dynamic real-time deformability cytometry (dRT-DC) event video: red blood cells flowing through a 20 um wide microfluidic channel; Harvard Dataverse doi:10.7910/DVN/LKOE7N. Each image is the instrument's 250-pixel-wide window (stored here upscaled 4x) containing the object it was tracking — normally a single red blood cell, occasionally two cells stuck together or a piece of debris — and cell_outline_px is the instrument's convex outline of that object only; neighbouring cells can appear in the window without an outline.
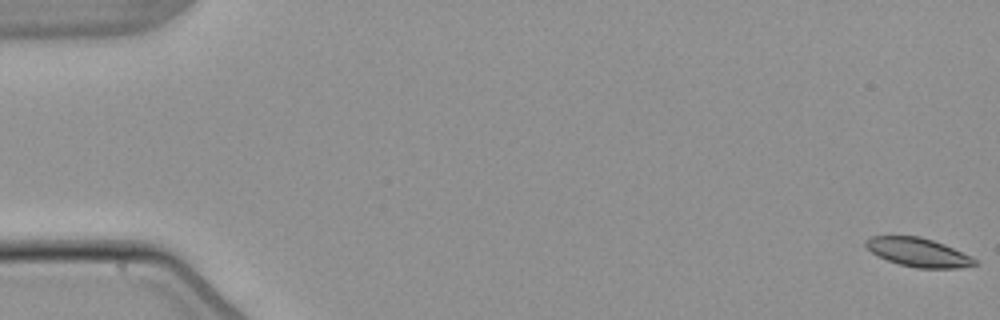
{"species": "common noctule bat (a hibernating species)", "species_latin": "Nyctalus noctula", "temperature_condition": "warm", "stored_images_in_passage": 55, "camera_frame_rate_fps": 3000, "um_per_image_px": 0.085, "animal": {"sex": "male", "body_mass_g": 21.5, "forearm_length_mm": 52.0}, "frame": {"image": 1, "passage_image": 1, "time_ms": 0.0, "image_size_px": [1000, 320], "cell_outline_px": [[980, 264], [960, 268], [916, 268], [900, 264], [876, 256], [864, 244], [864, 240], [872, 236], [920, 236], [944, 244], [972, 256]], "centroid_in_image_um": [78.07, 21.45], "position_along_channel_um": 6.9, "area_um2": 18.32}}
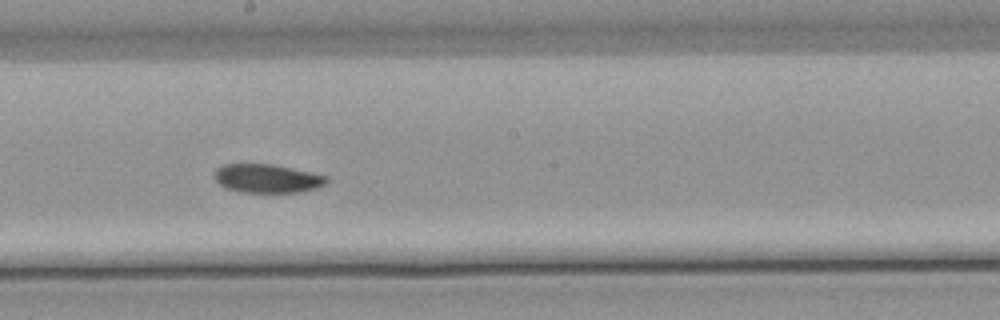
{"frame": {"image": 2, "passage_image": 31, "time_ms": 10.0, "image_size_px": [1000, 320], "cell_outline_px": [[328, 180], [324, 184], [316, 188], [300, 192], [240, 192], [228, 188], [220, 184], [212, 176], [216, 168], [224, 164], [272, 164], [308, 172], [324, 176]], "centroid_in_image_um": [22.64, 15.17], "position_along_channel_um": 225.6, "area_um2": 18.44}}
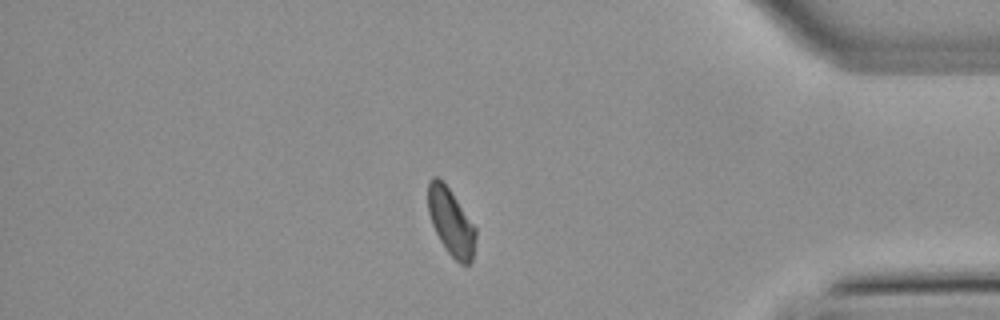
{"frame": {"image": 3, "passage_image": 47, "time_ms": 15.333, "image_size_px": [1000, 320], "cell_outline_px": [[476, 236], [472, 260], [468, 264], [460, 264], [448, 252], [440, 240], [432, 224], [428, 212], [428, 180], [432, 176], [436, 176], [448, 188], [476, 228]], "centroid_in_image_um": [38.32, 18.87], "position_along_channel_um": 396.9, "area_um2": 18.21}}